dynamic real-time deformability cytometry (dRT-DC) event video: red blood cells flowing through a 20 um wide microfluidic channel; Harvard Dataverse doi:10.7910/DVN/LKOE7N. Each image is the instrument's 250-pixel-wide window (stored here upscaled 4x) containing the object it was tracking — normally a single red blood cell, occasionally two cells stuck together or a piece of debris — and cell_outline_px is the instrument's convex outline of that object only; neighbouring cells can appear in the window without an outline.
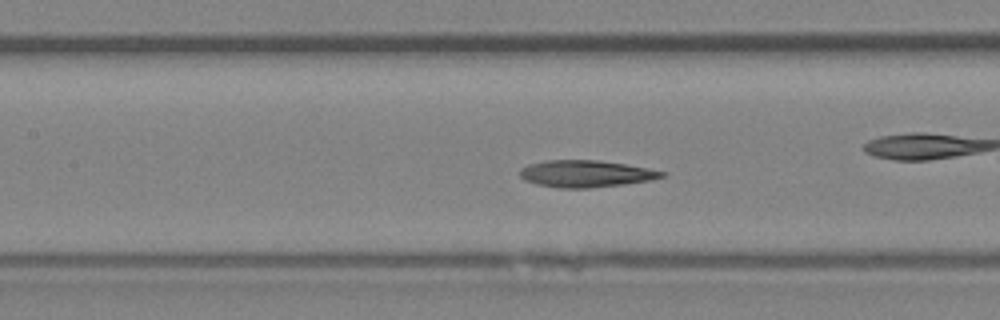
{"species": "Egyptian fruit bat (a non-hibernating species)", "species_latin": "Rousettus aegyptiacus", "temperature_condition": "room temperature", "stored_images_in_passage": 31, "camera_frame_rate_fps": 3000, "um_per_image_px": 0.085, "animal": {"sex": "female"}, "frame": {"image": 1, "passage_image": 5, "time_ms": 1.333, "image_size_px": [1000, 320], "cell_outline_px": [[668, 176], [652, 180], [624, 184], [588, 188], [560, 188], [536, 184], [524, 180], [520, 176], [520, 168], [528, 164], [548, 160], [600, 160], [648, 168], [668, 172]], "centroid_in_image_um": [49.83, 14.76], "position_along_channel_um": 157.6, "area_um2": 22.43}, "authors_computed_cell_mechanics": {"area_um2": 22.0796, "velocity_mm_per_s": 4.3918, "shape_relaxation_time_tau1_ms": 6.1801, "shape_relaxation_time_tau2_ms": 1.7931, "deformation_change_tau1": 0.1842, "deformation_change_tau2": 0.0848}}